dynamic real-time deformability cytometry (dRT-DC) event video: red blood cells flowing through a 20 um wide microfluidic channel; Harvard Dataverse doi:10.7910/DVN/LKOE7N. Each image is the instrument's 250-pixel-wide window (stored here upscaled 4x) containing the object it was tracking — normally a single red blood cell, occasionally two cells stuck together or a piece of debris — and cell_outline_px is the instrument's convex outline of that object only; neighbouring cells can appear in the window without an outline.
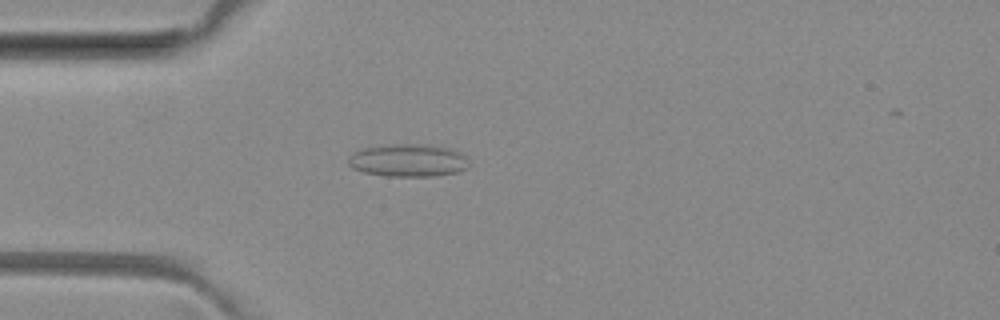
{"species": "common noctule bat (a hibernating species)", "species_latin": "Nyctalus noctula", "temperature_condition": "room temperature", "stored_images_in_passage": 5, "camera_frame_rate_fps": 3000, "um_per_image_px": 0.085, "animal": {"sex": "female", "body_mass_g": 29.2, "forearm_length_mm": 56.3}, "frame": {"image": 1, "passage_image": 5, "time_ms": 4.333, "image_size_px": [1000, 320], "cell_outline_px": [[468, 168], [460, 172], [432, 176], [388, 176], [364, 172], [352, 168], [348, 164], [348, 156], [352, 152], [360, 148], [388, 144], [432, 144], [448, 148], [460, 152], [468, 156]], "centroid_in_image_um": [34.7, 13.62], "position_along_channel_um": 50.3, "area_um2": 23.47}}